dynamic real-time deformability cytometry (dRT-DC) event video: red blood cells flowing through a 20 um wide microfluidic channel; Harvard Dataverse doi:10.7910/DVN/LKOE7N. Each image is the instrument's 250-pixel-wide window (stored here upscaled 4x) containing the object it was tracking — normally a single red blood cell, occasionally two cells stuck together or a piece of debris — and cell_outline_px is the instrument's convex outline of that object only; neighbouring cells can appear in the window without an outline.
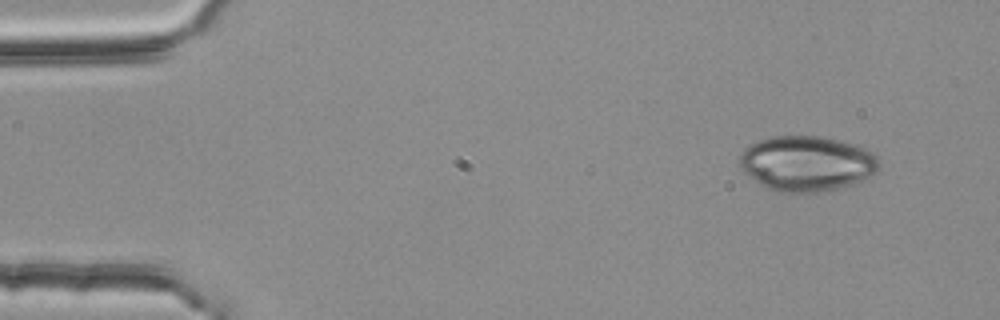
{"species": "common noctule bat (a hibernating species)", "species_latin": "Nyctalus noctula", "temperature_condition": "room temperature", "stored_images_in_passage": 4, "segment_of_instrument_passage": [1, 2], "camera_frame_rate_fps": 3000, "um_per_image_px": 0.085, "animal": {"sex": "female", "body_mass_g": 25.1}, "frame": {"image": 1, "passage_image": 1, "time_ms": 0.0, "image_size_px": [1000, 320], "cell_outline_px": [[880, 168], [876, 172], [852, 184], [824, 192], [780, 192], [768, 188], [760, 184], [748, 176], [736, 164], [740, 156], [752, 144], [760, 140], [772, 136], [820, 136], [856, 144], [868, 148], [876, 156], [880, 164]], "centroid_in_image_um": [68.59, 13.89], "position_along_channel_um": 16.4, "area_um2": 44.97}}